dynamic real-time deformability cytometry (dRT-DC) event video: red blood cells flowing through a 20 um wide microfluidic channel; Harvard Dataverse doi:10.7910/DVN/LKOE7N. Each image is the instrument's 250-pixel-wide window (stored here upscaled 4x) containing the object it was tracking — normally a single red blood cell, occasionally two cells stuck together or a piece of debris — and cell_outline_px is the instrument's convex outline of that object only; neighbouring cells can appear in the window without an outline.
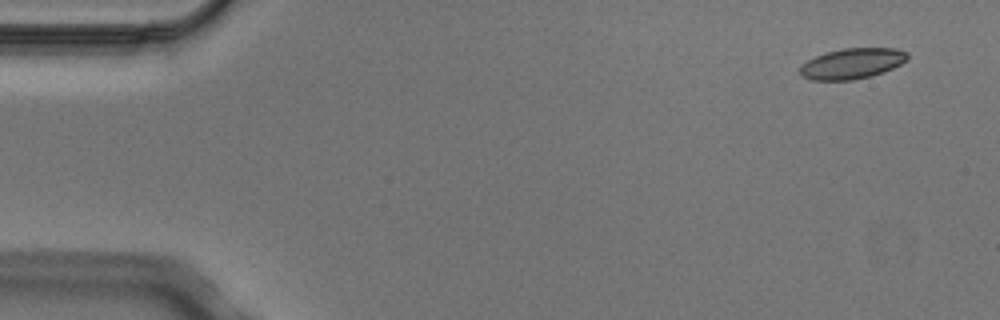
{"species": "Egyptian fruit bat (a non-hibernating species)", "species_latin": "Rousettus aegyptiacus", "temperature_condition": "cold", "stored_images_in_passage": 3, "segment_of_instrument_passage": [2, 2], "camera_frame_rate_fps": 3000, "um_per_image_px": 0.085, "animal": {"sex": "male"}, "frame": {"image": 1, "passage_image": 3, "time_ms": 0.667, "image_size_px": [1000, 320], "cell_outline_px": [[908, 60], [884, 72], [872, 76], [852, 80], [812, 80], [800, 76], [800, 64], [816, 56], [828, 52], [844, 48], [896, 48], [908, 52]], "centroid_in_image_um": [72.43, 5.4], "position_along_channel_um": 12.6, "area_um2": 19.25}}